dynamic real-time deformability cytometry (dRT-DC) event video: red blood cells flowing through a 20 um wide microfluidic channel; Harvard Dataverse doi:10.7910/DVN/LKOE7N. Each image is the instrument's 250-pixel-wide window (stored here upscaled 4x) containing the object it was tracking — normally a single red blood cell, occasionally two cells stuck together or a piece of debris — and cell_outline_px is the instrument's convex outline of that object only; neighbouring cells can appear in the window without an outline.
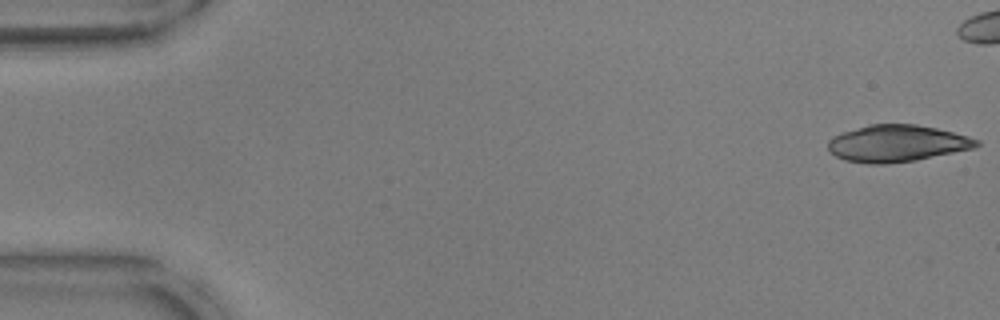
{"species": "common noctule bat (a hibernating species)", "species_latin": "Nyctalus noctula", "temperature_condition": "warm", "stored_images_in_passage": 32, "camera_frame_rate_fps": 3000, "um_per_image_px": 0.085, "animal": {"sex": "male", "body_mass_g": 17.9, "forearm_length_mm": 54.2}, "frame": {"image": 1, "passage_image": 1, "time_ms": 0.0, "image_size_px": [1000, 320], "cell_outline_px": [[980, 144], [972, 148], [916, 160], [884, 164], [868, 164], [844, 160], [828, 152], [828, 140], [832, 136], [840, 132], [868, 124], [916, 124], [936, 128], [968, 136], [980, 140]], "centroid_in_image_um": [76.17, 12.18], "position_along_channel_um": 8.8, "area_um2": 31.96}}
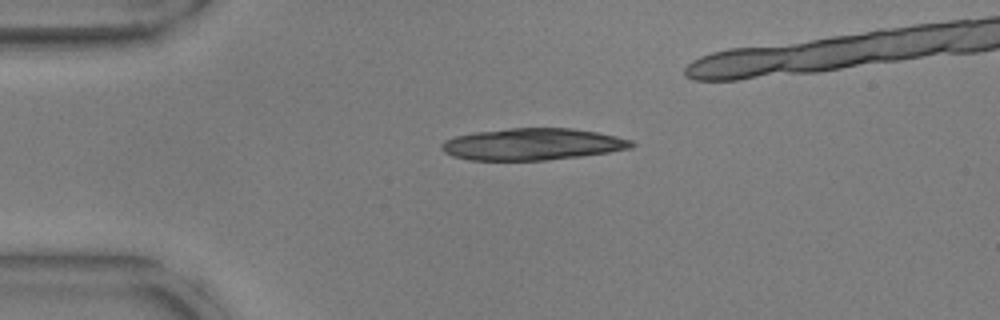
{"frame": {"image": 2, "passage_image": 12, "time_ms": 3.667, "image_size_px": [1000, 320], "cell_outline_px": [[636, 144], [632, 148], [608, 152], [580, 156], [544, 160], [468, 160], [452, 156], [444, 152], [440, 148], [440, 144], [444, 140], [456, 136], [476, 132], [508, 128], [572, 128], [596, 132], [616, 136], [632, 140]], "centroid_in_image_um": [45.24, 12.26], "position_along_channel_um": 39.8, "area_um2": 35.2}}